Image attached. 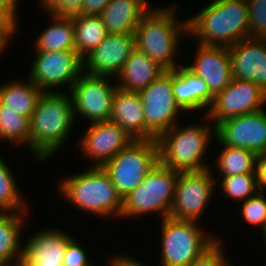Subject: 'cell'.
I'll use <instances>...</instances> for the list:
<instances>
[{
    "instance_id": "cell-1",
    "label": "cell",
    "mask_w": 266,
    "mask_h": 266,
    "mask_svg": "<svg viewBox=\"0 0 266 266\" xmlns=\"http://www.w3.org/2000/svg\"><path fill=\"white\" fill-rule=\"evenodd\" d=\"M75 122L70 92H43L30 118V151L36 161H47L63 149Z\"/></svg>"
},
{
    "instance_id": "cell-2",
    "label": "cell",
    "mask_w": 266,
    "mask_h": 266,
    "mask_svg": "<svg viewBox=\"0 0 266 266\" xmlns=\"http://www.w3.org/2000/svg\"><path fill=\"white\" fill-rule=\"evenodd\" d=\"M176 6V7H175ZM178 5L153 7L135 29L136 48L144 52L164 70H173L180 55V42L188 37V19L178 20Z\"/></svg>"
},
{
    "instance_id": "cell-3",
    "label": "cell",
    "mask_w": 266,
    "mask_h": 266,
    "mask_svg": "<svg viewBox=\"0 0 266 266\" xmlns=\"http://www.w3.org/2000/svg\"><path fill=\"white\" fill-rule=\"evenodd\" d=\"M187 19L188 38L201 45L229 47L249 37L245 0H212Z\"/></svg>"
},
{
    "instance_id": "cell-4",
    "label": "cell",
    "mask_w": 266,
    "mask_h": 266,
    "mask_svg": "<svg viewBox=\"0 0 266 266\" xmlns=\"http://www.w3.org/2000/svg\"><path fill=\"white\" fill-rule=\"evenodd\" d=\"M61 179L58 193L70 205L103 219L120 217L123 198L103 167H86Z\"/></svg>"
},
{
    "instance_id": "cell-5",
    "label": "cell",
    "mask_w": 266,
    "mask_h": 266,
    "mask_svg": "<svg viewBox=\"0 0 266 266\" xmlns=\"http://www.w3.org/2000/svg\"><path fill=\"white\" fill-rule=\"evenodd\" d=\"M203 119L208 121L184 124L182 127L177 123L156 139L160 164L178 172L201 171L211 167L204 157L216 137V127L205 116Z\"/></svg>"
},
{
    "instance_id": "cell-6",
    "label": "cell",
    "mask_w": 266,
    "mask_h": 266,
    "mask_svg": "<svg viewBox=\"0 0 266 266\" xmlns=\"http://www.w3.org/2000/svg\"><path fill=\"white\" fill-rule=\"evenodd\" d=\"M178 175V171L158 162L144 181L123 198L120 217L142 218L150 213H160L161 219L169 217Z\"/></svg>"
},
{
    "instance_id": "cell-7",
    "label": "cell",
    "mask_w": 266,
    "mask_h": 266,
    "mask_svg": "<svg viewBox=\"0 0 266 266\" xmlns=\"http://www.w3.org/2000/svg\"><path fill=\"white\" fill-rule=\"evenodd\" d=\"M199 225L192 220L161 219L162 266H188L220 237L207 234Z\"/></svg>"
},
{
    "instance_id": "cell-8",
    "label": "cell",
    "mask_w": 266,
    "mask_h": 266,
    "mask_svg": "<svg viewBox=\"0 0 266 266\" xmlns=\"http://www.w3.org/2000/svg\"><path fill=\"white\" fill-rule=\"evenodd\" d=\"M158 162V144L155 139L134 140L109 160L103 169L124 198L144 181Z\"/></svg>"
},
{
    "instance_id": "cell-9",
    "label": "cell",
    "mask_w": 266,
    "mask_h": 266,
    "mask_svg": "<svg viewBox=\"0 0 266 266\" xmlns=\"http://www.w3.org/2000/svg\"><path fill=\"white\" fill-rule=\"evenodd\" d=\"M147 127V140L157 139L171 129L184 112L172 91V70H165L155 81L139 92Z\"/></svg>"
},
{
    "instance_id": "cell-10",
    "label": "cell",
    "mask_w": 266,
    "mask_h": 266,
    "mask_svg": "<svg viewBox=\"0 0 266 266\" xmlns=\"http://www.w3.org/2000/svg\"><path fill=\"white\" fill-rule=\"evenodd\" d=\"M35 53L28 78L43 92H61L58 88L68 85L66 91L69 93L83 73V58L75 50Z\"/></svg>"
},
{
    "instance_id": "cell-11",
    "label": "cell",
    "mask_w": 266,
    "mask_h": 266,
    "mask_svg": "<svg viewBox=\"0 0 266 266\" xmlns=\"http://www.w3.org/2000/svg\"><path fill=\"white\" fill-rule=\"evenodd\" d=\"M212 168L179 172L169 217L178 220L200 221L213 197L215 184L219 179V177L214 178Z\"/></svg>"
},
{
    "instance_id": "cell-12",
    "label": "cell",
    "mask_w": 266,
    "mask_h": 266,
    "mask_svg": "<svg viewBox=\"0 0 266 266\" xmlns=\"http://www.w3.org/2000/svg\"><path fill=\"white\" fill-rule=\"evenodd\" d=\"M110 79L113 78L85 72L78 77L70 90L75 120L79 115V118H85L89 124L109 121L113 97L117 90L115 81L111 83Z\"/></svg>"
},
{
    "instance_id": "cell-13",
    "label": "cell",
    "mask_w": 266,
    "mask_h": 266,
    "mask_svg": "<svg viewBox=\"0 0 266 266\" xmlns=\"http://www.w3.org/2000/svg\"><path fill=\"white\" fill-rule=\"evenodd\" d=\"M266 92L257 84L233 79L221 92L213 96L205 117L216 127L225 119L250 114L263 109Z\"/></svg>"
},
{
    "instance_id": "cell-14",
    "label": "cell",
    "mask_w": 266,
    "mask_h": 266,
    "mask_svg": "<svg viewBox=\"0 0 266 266\" xmlns=\"http://www.w3.org/2000/svg\"><path fill=\"white\" fill-rule=\"evenodd\" d=\"M88 125L77 144L83 156L93 162L89 167H103L134 141L124 129L111 121Z\"/></svg>"
},
{
    "instance_id": "cell-15",
    "label": "cell",
    "mask_w": 266,
    "mask_h": 266,
    "mask_svg": "<svg viewBox=\"0 0 266 266\" xmlns=\"http://www.w3.org/2000/svg\"><path fill=\"white\" fill-rule=\"evenodd\" d=\"M216 137L227 146L256 154L266 150V111L264 109L228 118L216 126Z\"/></svg>"
},
{
    "instance_id": "cell-16",
    "label": "cell",
    "mask_w": 266,
    "mask_h": 266,
    "mask_svg": "<svg viewBox=\"0 0 266 266\" xmlns=\"http://www.w3.org/2000/svg\"><path fill=\"white\" fill-rule=\"evenodd\" d=\"M135 48L134 34L108 33L105 39L83 58V72L114 78Z\"/></svg>"
},
{
    "instance_id": "cell-17",
    "label": "cell",
    "mask_w": 266,
    "mask_h": 266,
    "mask_svg": "<svg viewBox=\"0 0 266 266\" xmlns=\"http://www.w3.org/2000/svg\"><path fill=\"white\" fill-rule=\"evenodd\" d=\"M228 48L232 78L253 82L266 92V38H244Z\"/></svg>"
},
{
    "instance_id": "cell-18",
    "label": "cell",
    "mask_w": 266,
    "mask_h": 266,
    "mask_svg": "<svg viewBox=\"0 0 266 266\" xmlns=\"http://www.w3.org/2000/svg\"><path fill=\"white\" fill-rule=\"evenodd\" d=\"M194 61L185 66L207 84L210 93L224 90L232 80L231 61L228 47L198 44Z\"/></svg>"
},
{
    "instance_id": "cell-19",
    "label": "cell",
    "mask_w": 266,
    "mask_h": 266,
    "mask_svg": "<svg viewBox=\"0 0 266 266\" xmlns=\"http://www.w3.org/2000/svg\"><path fill=\"white\" fill-rule=\"evenodd\" d=\"M73 237L64 230L41 229L23 242L20 264H62L68 242Z\"/></svg>"
},
{
    "instance_id": "cell-20",
    "label": "cell",
    "mask_w": 266,
    "mask_h": 266,
    "mask_svg": "<svg viewBox=\"0 0 266 266\" xmlns=\"http://www.w3.org/2000/svg\"><path fill=\"white\" fill-rule=\"evenodd\" d=\"M172 91L179 107L190 114L207 112L213 101L206 82L182 64L172 70Z\"/></svg>"
},
{
    "instance_id": "cell-21",
    "label": "cell",
    "mask_w": 266,
    "mask_h": 266,
    "mask_svg": "<svg viewBox=\"0 0 266 266\" xmlns=\"http://www.w3.org/2000/svg\"><path fill=\"white\" fill-rule=\"evenodd\" d=\"M109 121L118 124L134 140H147L144 110L138 92L117 88Z\"/></svg>"
},
{
    "instance_id": "cell-22",
    "label": "cell",
    "mask_w": 266,
    "mask_h": 266,
    "mask_svg": "<svg viewBox=\"0 0 266 266\" xmlns=\"http://www.w3.org/2000/svg\"><path fill=\"white\" fill-rule=\"evenodd\" d=\"M148 0H112L101 12L108 33L134 34L141 19L153 9Z\"/></svg>"
},
{
    "instance_id": "cell-23",
    "label": "cell",
    "mask_w": 266,
    "mask_h": 266,
    "mask_svg": "<svg viewBox=\"0 0 266 266\" xmlns=\"http://www.w3.org/2000/svg\"><path fill=\"white\" fill-rule=\"evenodd\" d=\"M165 70L144 52L135 48L115 77L117 88L139 92L155 81Z\"/></svg>"
},
{
    "instance_id": "cell-24",
    "label": "cell",
    "mask_w": 266,
    "mask_h": 266,
    "mask_svg": "<svg viewBox=\"0 0 266 266\" xmlns=\"http://www.w3.org/2000/svg\"><path fill=\"white\" fill-rule=\"evenodd\" d=\"M29 211L0 212V266H15L22 258V230ZM25 221V222H24Z\"/></svg>"
},
{
    "instance_id": "cell-25",
    "label": "cell",
    "mask_w": 266,
    "mask_h": 266,
    "mask_svg": "<svg viewBox=\"0 0 266 266\" xmlns=\"http://www.w3.org/2000/svg\"><path fill=\"white\" fill-rule=\"evenodd\" d=\"M0 85V103L30 119L43 91L29 78L25 81L12 79Z\"/></svg>"
},
{
    "instance_id": "cell-26",
    "label": "cell",
    "mask_w": 266,
    "mask_h": 266,
    "mask_svg": "<svg viewBox=\"0 0 266 266\" xmlns=\"http://www.w3.org/2000/svg\"><path fill=\"white\" fill-rule=\"evenodd\" d=\"M50 15V24L35 39V51L75 50L74 22L72 16L46 13Z\"/></svg>"
},
{
    "instance_id": "cell-27",
    "label": "cell",
    "mask_w": 266,
    "mask_h": 266,
    "mask_svg": "<svg viewBox=\"0 0 266 266\" xmlns=\"http://www.w3.org/2000/svg\"><path fill=\"white\" fill-rule=\"evenodd\" d=\"M71 16L74 22L75 51L84 58L105 39L108 32L100 16L80 14Z\"/></svg>"
},
{
    "instance_id": "cell-28",
    "label": "cell",
    "mask_w": 266,
    "mask_h": 266,
    "mask_svg": "<svg viewBox=\"0 0 266 266\" xmlns=\"http://www.w3.org/2000/svg\"><path fill=\"white\" fill-rule=\"evenodd\" d=\"M221 150L217 153L215 162L220 177L245 173H255L257 154L239 147L224 145L217 137Z\"/></svg>"
},
{
    "instance_id": "cell-29",
    "label": "cell",
    "mask_w": 266,
    "mask_h": 266,
    "mask_svg": "<svg viewBox=\"0 0 266 266\" xmlns=\"http://www.w3.org/2000/svg\"><path fill=\"white\" fill-rule=\"evenodd\" d=\"M6 141L11 146H24L30 150V119L0 103V142Z\"/></svg>"
},
{
    "instance_id": "cell-30",
    "label": "cell",
    "mask_w": 266,
    "mask_h": 266,
    "mask_svg": "<svg viewBox=\"0 0 266 266\" xmlns=\"http://www.w3.org/2000/svg\"><path fill=\"white\" fill-rule=\"evenodd\" d=\"M0 156V212L28 211L12 168Z\"/></svg>"
},
{
    "instance_id": "cell-31",
    "label": "cell",
    "mask_w": 266,
    "mask_h": 266,
    "mask_svg": "<svg viewBox=\"0 0 266 266\" xmlns=\"http://www.w3.org/2000/svg\"><path fill=\"white\" fill-rule=\"evenodd\" d=\"M220 188L225 196L238 201L239 203L254 196L258 192L257 180L255 173H245L221 177Z\"/></svg>"
},
{
    "instance_id": "cell-32",
    "label": "cell",
    "mask_w": 266,
    "mask_h": 266,
    "mask_svg": "<svg viewBox=\"0 0 266 266\" xmlns=\"http://www.w3.org/2000/svg\"><path fill=\"white\" fill-rule=\"evenodd\" d=\"M263 193L264 191H258L254 196L241 202L240 209L242 214L240 219L252 226L259 225L261 231L266 226V196Z\"/></svg>"
},
{
    "instance_id": "cell-33",
    "label": "cell",
    "mask_w": 266,
    "mask_h": 266,
    "mask_svg": "<svg viewBox=\"0 0 266 266\" xmlns=\"http://www.w3.org/2000/svg\"><path fill=\"white\" fill-rule=\"evenodd\" d=\"M248 7L249 37L266 38V0H245Z\"/></svg>"
},
{
    "instance_id": "cell-34",
    "label": "cell",
    "mask_w": 266,
    "mask_h": 266,
    "mask_svg": "<svg viewBox=\"0 0 266 266\" xmlns=\"http://www.w3.org/2000/svg\"><path fill=\"white\" fill-rule=\"evenodd\" d=\"M222 243V240L218 238L188 266H232L228 257H226V251L224 253V244L222 245Z\"/></svg>"
},
{
    "instance_id": "cell-35",
    "label": "cell",
    "mask_w": 266,
    "mask_h": 266,
    "mask_svg": "<svg viewBox=\"0 0 266 266\" xmlns=\"http://www.w3.org/2000/svg\"><path fill=\"white\" fill-rule=\"evenodd\" d=\"M84 0H39L44 13L71 16L81 11Z\"/></svg>"
},
{
    "instance_id": "cell-36",
    "label": "cell",
    "mask_w": 266,
    "mask_h": 266,
    "mask_svg": "<svg viewBox=\"0 0 266 266\" xmlns=\"http://www.w3.org/2000/svg\"><path fill=\"white\" fill-rule=\"evenodd\" d=\"M76 237L68 242L67 248L65 250L64 258L62 265L63 266H93L94 264L90 263V254H86L87 250L77 242ZM88 255V256H87Z\"/></svg>"
},
{
    "instance_id": "cell-37",
    "label": "cell",
    "mask_w": 266,
    "mask_h": 266,
    "mask_svg": "<svg viewBox=\"0 0 266 266\" xmlns=\"http://www.w3.org/2000/svg\"><path fill=\"white\" fill-rule=\"evenodd\" d=\"M18 15H0V54L11 45V41L19 28ZM12 39V40H11Z\"/></svg>"
},
{
    "instance_id": "cell-38",
    "label": "cell",
    "mask_w": 266,
    "mask_h": 266,
    "mask_svg": "<svg viewBox=\"0 0 266 266\" xmlns=\"http://www.w3.org/2000/svg\"><path fill=\"white\" fill-rule=\"evenodd\" d=\"M255 174L259 191L266 189V150L257 154Z\"/></svg>"
},
{
    "instance_id": "cell-39",
    "label": "cell",
    "mask_w": 266,
    "mask_h": 266,
    "mask_svg": "<svg viewBox=\"0 0 266 266\" xmlns=\"http://www.w3.org/2000/svg\"><path fill=\"white\" fill-rule=\"evenodd\" d=\"M111 1L112 0H84L81 11L78 14L100 16L102 10Z\"/></svg>"
},
{
    "instance_id": "cell-40",
    "label": "cell",
    "mask_w": 266,
    "mask_h": 266,
    "mask_svg": "<svg viewBox=\"0 0 266 266\" xmlns=\"http://www.w3.org/2000/svg\"><path fill=\"white\" fill-rule=\"evenodd\" d=\"M118 255V256H117ZM115 254L108 259V266H146L145 264L135 260L133 257L126 256L125 254Z\"/></svg>"
},
{
    "instance_id": "cell-41",
    "label": "cell",
    "mask_w": 266,
    "mask_h": 266,
    "mask_svg": "<svg viewBox=\"0 0 266 266\" xmlns=\"http://www.w3.org/2000/svg\"><path fill=\"white\" fill-rule=\"evenodd\" d=\"M20 0H0V15H18Z\"/></svg>"
},
{
    "instance_id": "cell-42",
    "label": "cell",
    "mask_w": 266,
    "mask_h": 266,
    "mask_svg": "<svg viewBox=\"0 0 266 266\" xmlns=\"http://www.w3.org/2000/svg\"><path fill=\"white\" fill-rule=\"evenodd\" d=\"M22 266H63L62 264H21Z\"/></svg>"
},
{
    "instance_id": "cell-43",
    "label": "cell",
    "mask_w": 266,
    "mask_h": 266,
    "mask_svg": "<svg viewBox=\"0 0 266 266\" xmlns=\"http://www.w3.org/2000/svg\"><path fill=\"white\" fill-rule=\"evenodd\" d=\"M262 233V235H263V241H265V242H263L265 245H266V226H265V228H264V230L261 232Z\"/></svg>"
}]
</instances>
